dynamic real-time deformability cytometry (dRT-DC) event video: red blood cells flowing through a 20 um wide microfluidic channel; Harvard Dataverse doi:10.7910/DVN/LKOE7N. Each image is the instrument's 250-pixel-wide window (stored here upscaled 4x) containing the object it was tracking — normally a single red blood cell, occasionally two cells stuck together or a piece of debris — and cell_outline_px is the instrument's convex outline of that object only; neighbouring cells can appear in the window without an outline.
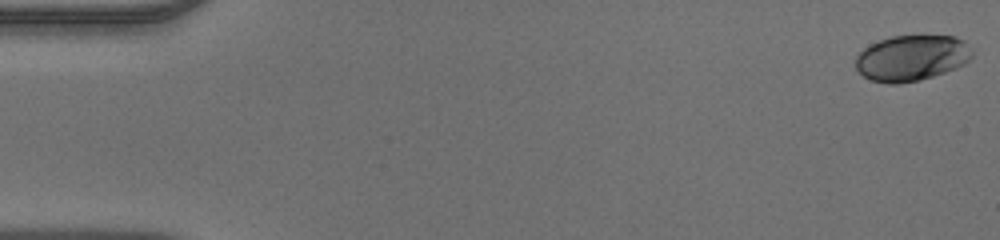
{"species": "human", "species_latin": "Homo sapiens", "temperature_condition": "warm", "stored_images_in_passage": 50, "camera_frame_rate_fps": 3000, "um_per_image_px": 0.085, "donor": {"sex": "male"}, "frame": {"image": 1, "passage_image": 1, "time_ms": 0.0, "image_size_px": [1000, 240], "cell_outline_px": [[972, 56], [964, 64], [956, 68], [920, 80], [900, 84], [888, 84], [872, 80], [864, 76], [856, 68], [856, 56], [864, 48], [880, 40], [892, 36], [920, 32], [924, 32], [956, 36], [964, 40], [972, 52]], "centroid_in_image_um": [77.52, 4.87], "position_along_channel_um": 7.5, "area_um2": 31.91}}
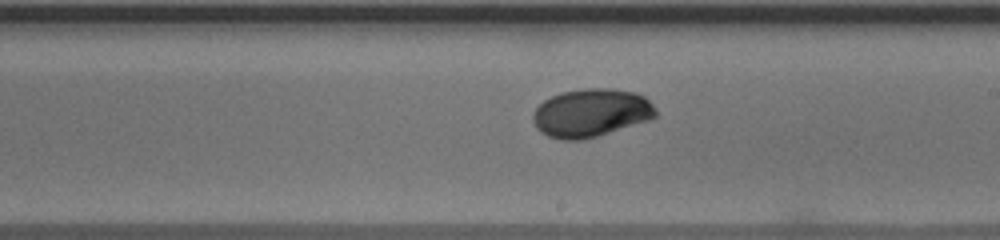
{"frame": {"image": 2, "passage_image": 29, "time_ms": 9.333, "image_size_px": [1000, 240], "cell_outline_px": [[656, 116], [648, 120], [596, 136], [580, 140], [560, 140], [548, 136], [540, 132], [536, 128], [532, 120], [532, 112], [544, 100], [560, 92], [584, 88], [612, 88], [636, 92], [644, 96], [656, 108]], "centroid_in_image_um": [50.2, 9.58], "position_along_channel_um": 238.8, "area_um2": 34.56}}
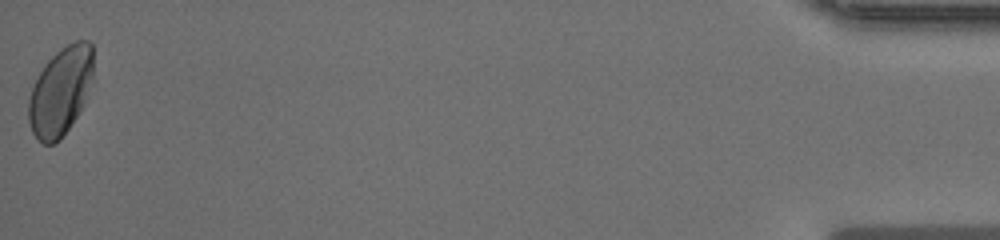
{"frame": {"image": 3, "passage_image": 50, "time_ms": 16.333, "image_size_px": [1000, 240], "cell_outline_px": [[92, 76], [84, 104], [60, 140], [52, 144], [44, 144], [32, 132], [28, 120], [28, 100], [32, 88], [40, 72], [48, 60], [60, 48], [76, 40], [88, 40], [92, 44]], "centroid_in_image_um": [5.13, 7.75], "position_along_channel_um": 430.1, "area_um2": 32.89}}